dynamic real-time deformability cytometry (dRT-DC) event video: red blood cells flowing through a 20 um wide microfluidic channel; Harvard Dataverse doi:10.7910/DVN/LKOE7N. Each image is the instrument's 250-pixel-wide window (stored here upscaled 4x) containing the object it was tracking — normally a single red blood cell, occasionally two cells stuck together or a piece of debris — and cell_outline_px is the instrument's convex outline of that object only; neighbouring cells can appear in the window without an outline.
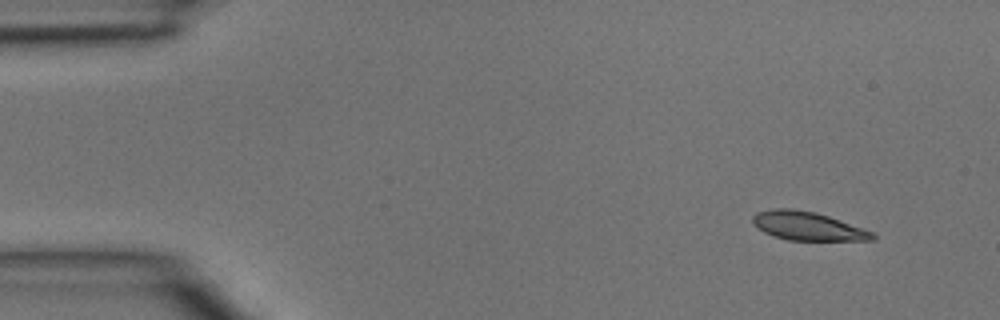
{"species": "common noctule bat (a hibernating species)", "species_latin": "Nyctalus noctula", "temperature_condition": "room temperature", "stored_images_in_passage": 3, "camera_frame_rate_fps": 3000, "um_per_image_px": 0.085, "animal": {"sex": "male", "body_mass_g": 15.6}, "frame": {"image": 1, "passage_image": 1, "time_ms": 0.0, "image_size_px": [1000, 320], "cell_outline_px": [[876, 236], [872, 240], [788, 240], [772, 236], [756, 228], [752, 224], [752, 216], [756, 212], [772, 208], [792, 208], [816, 212], [864, 228], [872, 232]], "centroid_in_image_um": [68.59, 19.2], "position_along_channel_um": 16.4, "area_um2": 20.11}}